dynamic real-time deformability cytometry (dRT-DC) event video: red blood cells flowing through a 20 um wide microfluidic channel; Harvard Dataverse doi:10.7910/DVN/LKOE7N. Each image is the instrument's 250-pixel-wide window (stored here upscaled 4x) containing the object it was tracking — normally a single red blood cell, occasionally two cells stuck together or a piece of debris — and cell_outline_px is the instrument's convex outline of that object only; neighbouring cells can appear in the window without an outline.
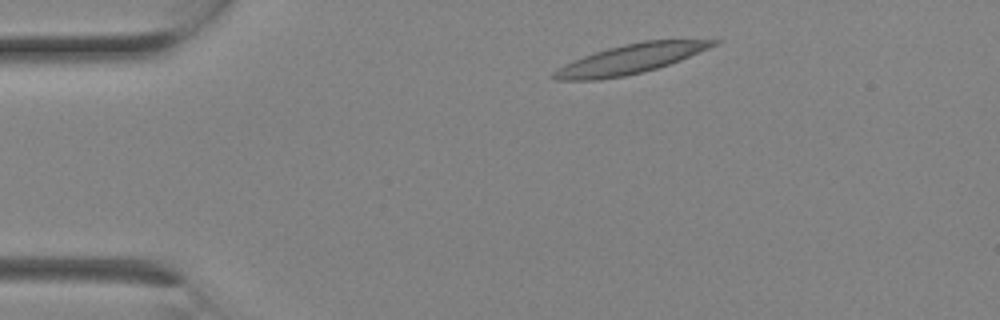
{"species": "Egyptian fruit bat (a non-hibernating species)", "species_latin": "Rousettus aegyptiacus", "temperature_condition": "room temperature", "stored_images_in_passage": 1, "camera_frame_rate_fps": 3000, "um_per_image_px": 0.085, "animal": {"sex": "female"}, "frame": {"image": 1, "passage_image": 1, "time_ms": 0.0, "image_size_px": [1000, 320], "cell_outline_px": [[720, 44], [680, 60], [656, 68], [624, 76], [600, 80], [556, 80], [548, 76], [552, 72], [564, 64], [572, 60], [608, 48], [624, 44], [644, 40], [720, 40]], "centroid_in_image_um": [53.54, 5.02], "position_along_channel_um": 31.5, "area_um2": 27.22}}